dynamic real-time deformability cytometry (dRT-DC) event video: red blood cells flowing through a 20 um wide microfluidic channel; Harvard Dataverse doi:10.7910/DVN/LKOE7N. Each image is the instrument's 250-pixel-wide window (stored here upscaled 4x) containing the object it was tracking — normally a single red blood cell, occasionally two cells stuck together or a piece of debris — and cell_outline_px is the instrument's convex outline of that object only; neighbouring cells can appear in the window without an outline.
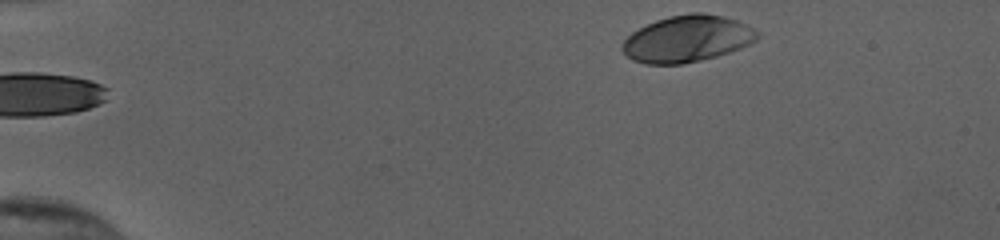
{"species": "human", "species_latin": "Homo sapiens", "temperature_condition": "cold", "stored_images_in_passage": 38, "camera_frame_rate_fps": 3000, "um_per_image_px": 0.085, "donor": {"sex": "female"}, "frame": {"image": 1, "passage_image": 1, "time_ms": 0.0, "image_size_px": [1000, 240], "cell_outline_px": [[760, 36], [756, 40], [740, 48], [716, 56], [700, 60], [680, 64], [644, 64], [632, 60], [620, 48], [620, 44], [632, 32], [656, 20], [668, 16], [692, 12], [704, 12], [724, 16], [748, 24], [760, 32]], "centroid_in_image_um": [58.42, 3.28], "position_along_channel_um": 26.6, "area_um2": 36.82}}
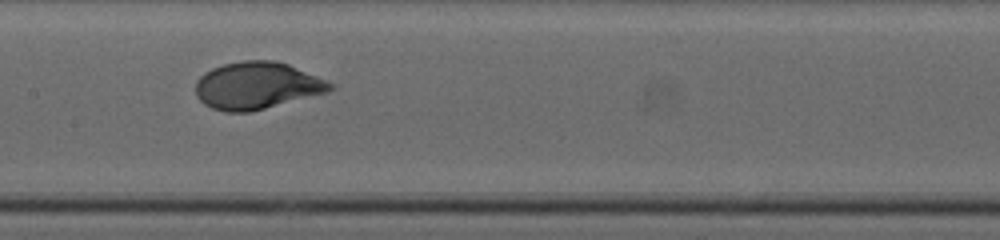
{"frame": {"image": 2, "passage_image": 21, "time_ms": 6.667, "image_size_px": [1000, 240], "cell_outline_px": [[336, 88], [328, 92], [248, 112], [224, 112], [212, 108], [204, 104], [196, 96], [196, 80], [204, 72], [212, 68], [224, 64], [244, 60], [276, 60], [288, 64], [324, 80], [332, 84]], "centroid_in_image_um": [21.79, 7.27], "position_along_channel_um": 185.6, "area_um2": 36.7}}
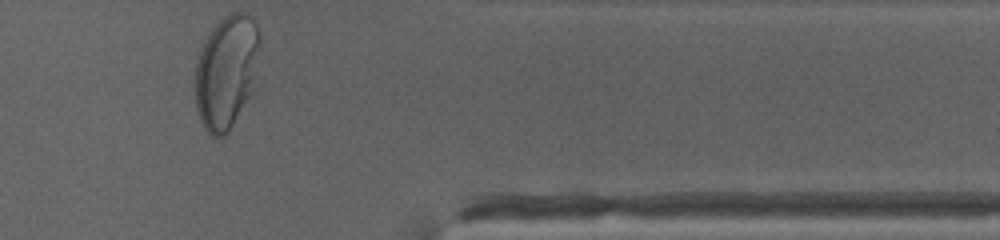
{"frame": {"image": 3, "passage_image": 38, "time_ms": 12.333, "image_size_px": [1000, 240], "cell_outline_px": [[260, 84], [228, 132], [224, 136], [212, 136], [204, 128], [200, 120], [196, 108], [196, 64], [200, 52], [212, 28], [224, 16], [232, 12], [248, 12], [256, 24], [260, 32]], "centroid_in_image_um": [19.35, 6.12], "position_along_channel_um": 392.1, "area_um2": 44.04}, "authors_computed_cell_mechanics": {"area_um2": 36.2695, "velocity_mm_per_s": 3.8526, "shape_relaxation_time_tau1_ms": 3.5143, "shape_relaxation_time_tau2_ms": null, "deformation_change_tau1": 0.2134, "deformation_change_tau2": null}}